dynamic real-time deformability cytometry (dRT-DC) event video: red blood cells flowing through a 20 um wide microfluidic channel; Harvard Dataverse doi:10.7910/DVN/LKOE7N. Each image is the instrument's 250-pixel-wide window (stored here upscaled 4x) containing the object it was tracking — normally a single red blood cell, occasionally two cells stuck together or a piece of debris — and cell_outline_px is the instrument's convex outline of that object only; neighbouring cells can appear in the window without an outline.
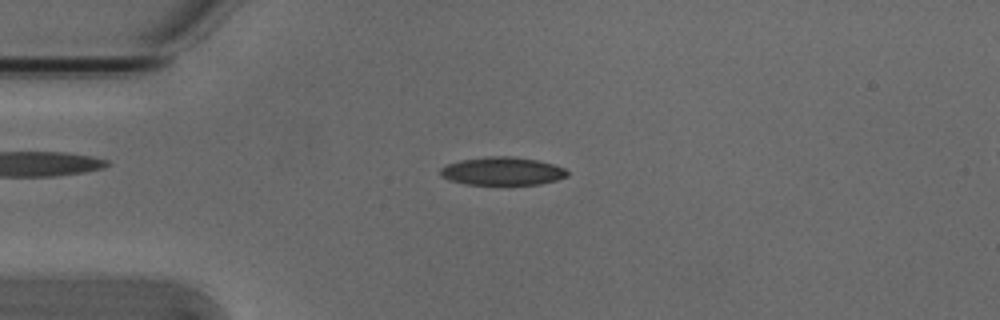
{"species": "Egyptian fruit bat (a non-hibernating species)", "species_latin": "Rousettus aegyptiacus", "temperature_condition": "cold", "stored_images_in_passage": 6, "camera_frame_rate_fps": 3000, "um_per_image_px": 0.085, "animal": {"sex": "male"}, "frame": {"image": 1, "passage_image": 4, "time_ms": 1.0, "image_size_px": [1000, 320], "cell_outline_px": [[568, 176], [556, 180], [540, 184], [464, 184], [452, 180], [444, 176], [440, 172], [440, 168], [448, 164], [460, 160], [488, 156], [512, 156], [536, 160], [552, 164], [564, 168], [568, 172]], "centroid_in_image_um": [42.72, 14.54], "position_along_channel_um": 42.3, "area_um2": 20.52}}
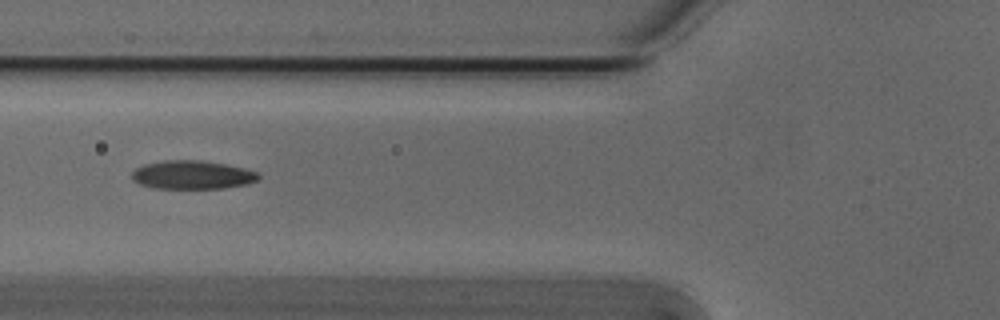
{"frame": {"image": 2, "passage_image": 6, "time_ms": 1.667, "image_size_px": [1000, 320], "cell_outline_px": [[260, 176], [256, 180], [248, 184], [224, 188], [152, 188], [140, 184], [132, 180], [132, 172], [136, 168], [144, 164], [164, 160], [200, 160], [224, 164], [244, 168], [256, 172]], "centroid_in_image_um": [16.31, 14.86], "position_along_channel_um": 109.5, "area_um2": 20.98}}